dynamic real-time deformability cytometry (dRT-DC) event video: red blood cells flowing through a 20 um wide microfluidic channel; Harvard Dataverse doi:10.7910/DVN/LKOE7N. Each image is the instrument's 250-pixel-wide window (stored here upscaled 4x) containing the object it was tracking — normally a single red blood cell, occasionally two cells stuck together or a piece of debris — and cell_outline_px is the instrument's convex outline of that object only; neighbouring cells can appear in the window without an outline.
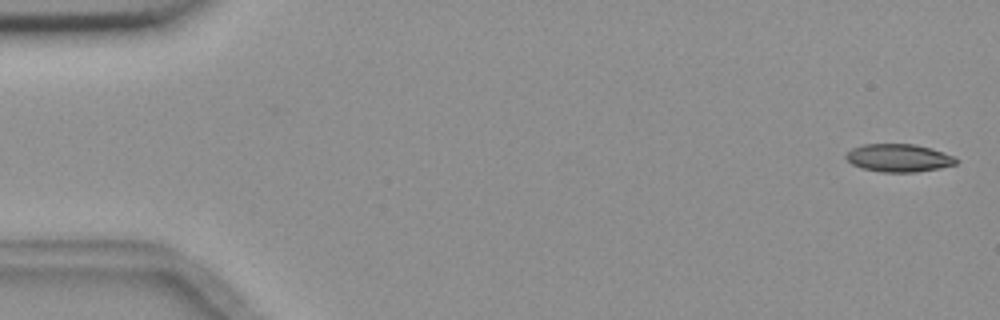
{"species": "common noctule bat (a hibernating species)", "species_latin": "Nyctalus noctula", "temperature_condition": "room temperature", "stored_images_in_passage": 5, "camera_frame_rate_fps": 3000, "um_per_image_px": 0.085, "animal": {"sex": "female", "body_mass_g": 18.4}, "frame": {"image": 1, "passage_image": 1, "time_ms": 0.0, "image_size_px": [1000, 320], "cell_outline_px": [[960, 160], [956, 164], [940, 168], [916, 172], [880, 172], [864, 168], [852, 164], [844, 156], [852, 148], [864, 144], [912, 144], [932, 148], [956, 156]], "centroid_in_image_um": [76.44, 13.42], "position_along_channel_um": 8.6, "area_um2": 17.98}}